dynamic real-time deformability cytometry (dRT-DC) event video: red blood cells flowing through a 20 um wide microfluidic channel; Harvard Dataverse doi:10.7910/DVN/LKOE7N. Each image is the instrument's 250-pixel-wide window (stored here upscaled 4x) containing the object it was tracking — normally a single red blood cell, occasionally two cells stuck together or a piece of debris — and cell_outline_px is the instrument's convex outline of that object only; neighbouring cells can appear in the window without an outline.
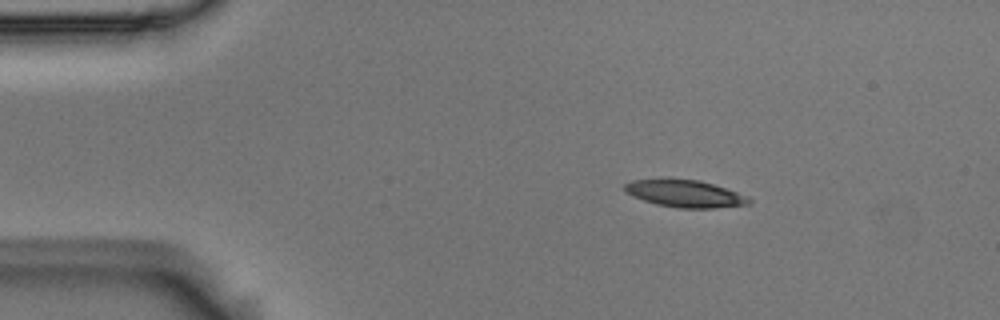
{"species": "Egyptian fruit bat (a non-hibernating species)", "species_latin": "Rousettus aegyptiacus", "temperature_condition": "room temperature", "stored_images_in_passage": 8, "camera_frame_rate_fps": 3000, "um_per_image_px": 0.085, "animal": {"sex": "male"}, "frame": {"image": 1, "passage_image": 1, "time_ms": 0.0, "image_size_px": [1000, 320], "cell_outline_px": [[752, 204], [716, 208], [680, 208], [656, 204], [632, 196], [624, 188], [624, 184], [632, 180], [668, 176], [700, 180], [748, 196], [752, 200]], "centroid_in_image_um": [58.2, 16.42], "position_along_channel_um": 26.8, "area_um2": 20.29}}